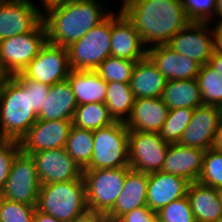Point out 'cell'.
Returning <instances> with one entry per match:
<instances>
[{"label":"cell","mask_w":222,"mask_h":222,"mask_svg":"<svg viewBox=\"0 0 222 222\" xmlns=\"http://www.w3.org/2000/svg\"><path fill=\"white\" fill-rule=\"evenodd\" d=\"M120 11L139 33L148 49L168 44L170 39L191 21L182 0H122Z\"/></svg>","instance_id":"obj_1"},{"label":"cell","mask_w":222,"mask_h":222,"mask_svg":"<svg viewBox=\"0 0 222 222\" xmlns=\"http://www.w3.org/2000/svg\"><path fill=\"white\" fill-rule=\"evenodd\" d=\"M100 0H66L46 8L43 22L47 42L68 47L90 29L104 21L112 11H106ZM104 7V8H103Z\"/></svg>","instance_id":"obj_2"},{"label":"cell","mask_w":222,"mask_h":222,"mask_svg":"<svg viewBox=\"0 0 222 222\" xmlns=\"http://www.w3.org/2000/svg\"><path fill=\"white\" fill-rule=\"evenodd\" d=\"M37 119L29 90L14 76H0V139L20 141Z\"/></svg>","instance_id":"obj_3"},{"label":"cell","mask_w":222,"mask_h":222,"mask_svg":"<svg viewBox=\"0 0 222 222\" xmlns=\"http://www.w3.org/2000/svg\"><path fill=\"white\" fill-rule=\"evenodd\" d=\"M88 209L83 176L77 180L41 185L36 210L70 222Z\"/></svg>","instance_id":"obj_4"},{"label":"cell","mask_w":222,"mask_h":222,"mask_svg":"<svg viewBox=\"0 0 222 222\" xmlns=\"http://www.w3.org/2000/svg\"><path fill=\"white\" fill-rule=\"evenodd\" d=\"M128 135L125 122L119 121L94 130L93 153L90 163L83 170L129 166Z\"/></svg>","instance_id":"obj_5"},{"label":"cell","mask_w":222,"mask_h":222,"mask_svg":"<svg viewBox=\"0 0 222 222\" xmlns=\"http://www.w3.org/2000/svg\"><path fill=\"white\" fill-rule=\"evenodd\" d=\"M47 42L43 20L31 31L0 41V76H14L27 67Z\"/></svg>","instance_id":"obj_6"},{"label":"cell","mask_w":222,"mask_h":222,"mask_svg":"<svg viewBox=\"0 0 222 222\" xmlns=\"http://www.w3.org/2000/svg\"><path fill=\"white\" fill-rule=\"evenodd\" d=\"M112 13L67 48L69 64L75 70H95L111 56Z\"/></svg>","instance_id":"obj_7"},{"label":"cell","mask_w":222,"mask_h":222,"mask_svg":"<svg viewBox=\"0 0 222 222\" xmlns=\"http://www.w3.org/2000/svg\"><path fill=\"white\" fill-rule=\"evenodd\" d=\"M131 168L83 170L88 209L106 215L123 190L126 173Z\"/></svg>","instance_id":"obj_8"},{"label":"cell","mask_w":222,"mask_h":222,"mask_svg":"<svg viewBox=\"0 0 222 222\" xmlns=\"http://www.w3.org/2000/svg\"><path fill=\"white\" fill-rule=\"evenodd\" d=\"M41 183L33 158L20 151L14 158L2 198L36 205Z\"/></svg>","instance_id":"obj_9"},{"label":"cell","mask_w":222,"mask_h":222,"mask_svg":"<svg viewBox=\"0 0 222 222\" xmlns=\"http://www.w3.org/2000/svg\"><path fill=\"white\" fill-rule=\"evenodd\" d=\"M168 146L159 133L129 131V167L147 174L161 171Z\"/></svg>","instance_id":"obj_10"},{"label":"cell","mask_w":222,"mask_h":222,"mask_svg":"<svg viewBox=\"0 0 222 222\" xmlns=\"http://www.w3.org/2000/svg\"><path fill=\"white\" fill-rule=\"evenodd\" d=\"M70 71L67 48L46 42L21 74L25 78L52 86L66 80Z\"/></svg>","instance_id":"obj_11"},{"label":"cell","mask_w":222,"mask_h":222,"mask_svg":"<svg viewBox=\"0 0 222 222\" xmlns=\"http://www.w3.org/2000/svg\"><path fill=\"white\" fill-rule=\"evenodd\" d=\"M209 25V22H190L170 39L168 45L201 66L208 64L214 52V35Z\"/></svg>","instance_id":"obj_12"},{"label":"cell","mask_w":222,"mask_h":222,"mask_svg":"<svg viewBox=\"0 0 222 222\" xmlns=\"http://www.w3.org/2000/svg\"><path fill=\"white\" fill-rule=\"evenodd\" d=\"M32 2L0 0V41L31 32L43 20V11Z\"/></svg>","instance_id":"obj_13"},{"label":"cell","mask_w":222,"mask_h":222,"mask_svg":"<svg viewBox=\"0 0 222 222\" xmlns=\"http://www.w3.org/2000/svg\"><path fill=\"white\" fill-rule=\"evenodd\" d=\"M72 126L70 120L37 119L20 139V149L23 153L30 155L42 150L65 148Z\"/></svg>","instance_id":"obj_14"},{"label":"cell","mask_w":222,"mask_h":222,"mask_svg":"<svg viewBox=\"0 0 222 222\" xmlns=\"http://www.w3.org/2000/svg\"><path fill=\"white\" fill-rule=\"evenodd\" d=\"M41 185L77 180L83 170L70 157L65 148L31 153Z\"/></svg>","instance_id":"obj_15"},{"label":"cell","mask_w":222,"mask_h":222,"mask_svg":"<svg viewBox=\"0 0 222 222\" xmlns=\"http://www.w3.org/2000/svg\"><path fill=\"white\" fill-rule=\"evenodd\" d=\"M220 118L221 112L218 106L203 104L195 108L179 143L203 150L212 148Z\"/></svg>","instance_id":"obj_16"},{"label":"cell","mask_w":222,"mask_h":222,"mask_svg":"<svg viewBox=\"0 0 222 222\" xmlns=\"http://www.w3.org/2000/svg\"><path fill=\"white\" fill-rule=\"evenodd\" d=\"M147 48L136 28L120 11H112L111 56L133 61L146 57Z\"/></svg>","instance_id":"obj_17"},{"label":"cell","mask_w":222,"mask_h":222,"mask_svg":"<svg viewBox=\"0 0 222 222\" xmlns=\"http://www.w3.org/2000/svg\"><path fill=\"white\" fill-rule=\"evenodd\" d=\"M146 56L167 81L194 79L198 76L201 68L199 63L179 54L168 44L148 48Z\"/></svg>","instance_id":"obj_18"},{"label":"cell","mask_w":222,"mask_h":222,"mask_svg":"<svg viewBox=\"0 0 222 222\" xmlns=\"http://www.w3.org/2000/svg\"><path fill=\"white\" fill-rule=\"evenodd\" d=\"M206 150L180 143L169 144L162 172L177 175L189 183L198 180Z\"/></svg>","instance_id":"obj_19"},{"label":"cell","mask_w":222,"mask_h":222,"mask_svg":"<svg viewBox=\"0 0 222 222\" xmlns=\"http://www.w3.org/2000/svg\"><path fill=\"white\" fill-rule=\"evenodd\" d=\"M189 182L162 171L148 174L147 207L156 213L170 202L187 195Z\"/></svg>","instance_id":"obj_20"},{"label":"cell","mask_w":222,"mask_h":222,"mask_svg":"<svg viewBox=\"0 0 222 222\" xmlns=\"http://www.w3.org/2000/svg\"><path fill=\"white\" fill-rule=\"evenodd\" d=\"M169 110L161 97L136 98L125 125L129 131L159 133L167 119Z\"/></svg>","instance_id":"obj_21"},{"label":"cell","mask_w":222,"mask_h":222,"mask_svg":"<svg viewBox=\"0 0 222 222\" xmlns=\"http://www.w3.org/2000/svg\"><path fill=\"white\" fill-rule=\"evenodd\" d=\"M148 174L130 169L126 173L123 190L106 216L119 219L138 207L147 206Z\"/></svg>","instance_id":"obj_22"},{"label":"cell","mask_w":222,"mask_h":222,"mask_svg":"<svg viewBox=\"0 0 222 222\" xmlns=\"http://www.w3.org/2000/svg\"><path fill=\"white\" fill-rule=\"evenodd\" d=\"M78 104L68 80L50 86L49 94L43 102L38 119L73 120Z\"/></svg>","instance_id":"obj_23"},{"label":"cell","mask_w":222,"mask_h":222,"mask_svg":"<svg viewBox=\"0 0 222 222\" xmlns=\"http://www.w3.org/2000/svg\"><path fill=\"white\" fill-rule=\"evenodd\" d=\"M196 222H213L222 217L218 190L198 181L189 183L187 195Z\"/></svg>","instance_id":"obj_24"},{"label":"cell","mask_w":222,"mask_h":222,"mask_svg":"<svg viewBox=\"0 0 222 222\" xmlns=\"http://www.w3.org/2000/svg\"><path fill=\"white\" fill-rule=\"evenodd\" d=\"M67 80L78 105L105 102L107 82L96 70L71 69Z\"/></svg>","instance_id":"obj_25"},{"label":"cell","mask_w":222,"mask_h":222,"mask_svg":"<svg viewBox=\"0 0 222 222\" xmlns=\"http://www.w3.org/2000/svg\"><path fill=\"white\" fill-rule=\"evenodd\" d=\"M166 81V78L146 56L136 62L130 79V88L135 98H156L162 96Z\"/></svg>","instance_id":"obj_26"},{"label":"cell","mask_w":222,"mask_h":222,"mask_svg":"<svg viewBox=\"0 0 222 222\" xmlns=\"http://www.w3.org/2000/svg\"><path fill=\"white\" fill-rule=\"evenodd\" d=\"M161 99L170 110L184 107L195 109L203 105L196 78L166 81Z\"/></svg>","instance_id":"obj_27"},{"label":"cell","mask_w":222,"mask_h":222,"mask_svg":"<svg viewBox=\"0 0 222 222\" xmlns=\"http://www.w3.org/2000/svg\"><path fill=\"white\" fill-rule=\"evenodd\" d=\"M130 83L107 82L105 104L114 121L126 122L135 103Z\"/></svg>","instance_id":"obj_28"},{"label":"cell","mask_w":222,"mask_h":222,"mask_svg":"<svg viewBox=\"0 0 222 222\" xmlns=\"http://www.w3.org/2000/svg\"><path fill=\"white\" fill-rule=\"evenodd\" d=\"M114 122L105 103L78 105L72 120L73 126L92 131L109 126Z\"/></svg>","instance_id":"obj_29"},{"label":"cell","mask_w":222,"mask_h":222,"mask_svg":"<svg viewBox=\"0 0 222 222\" xmlns=\"http://www.w3.org/2000/svg\"><path fill=\"white\" fill-rule=\"evenodd\" d=\"M93 147L94 137L92 130L71 127L65 150L82 170L90 163Z\"/></svg>","instance_id":"obj_30"},{"label":"cell","mask_w":222,"mask_h":222,"mask_svg":"<svg viewBox=\"0 0 222 222\" xmlns=\"http://www.w3.org/2000/svg\"><path fill=\"white\" fill-rule=\"evenodd\" d=\"M204 105H222V74L208 64L201 66L196 77Z\"/></svg>","instance_id":"obj_31"},{"label":"cell","mask_w":222,"mask_h":222,"mask_svg":"<svg viewBox=\"0 0 222 222\" xmlns=\"http://www.w3.org/2000/svg\"><path fill=\"white\" fill-rule=\"evenodd\" d=\"M193 112L194 109L188 107L169 110L167 119L159 131L162 139L169 144L179 143Z\"/></svg>","instance_id":"obj_32"},{"label":"cell","mask_w":222,"mask_h":222,"mask_svg":"<svg viewBox=\"0 0 222 222\" xmlns=\"http://www.w3.org/2000/svg\"><path fill=\"white\" fill-rule=\"evenodd\" d=\"M137 61L107 57L95 70L106 82L130 83Z\"/></svg>","instance_id":"obj_33"},{"label":"cell","mask_w":222,"mask_h":222,"mask_svg":"<svg viewBox=\"0 0 222 222\" xmlns=\"http://www.w3.org/2000/svg\"><path fill=\"white\" fill-rule=\"evenodd\" d=\"M198 182L218 189L222 187V152L206 150Z\"/></svg>","instance_id":"obj_34"},{"label":"cell","mask_w":222,"mask_h":222,"mask_svg":"<svg viewBox=\"0 0 222 222\" xmlns=\"http://www.w3.org/2000/svg\"><path fill=\"white\" fill-rule=\"evenodd\" d=\"M157 218L159 222H196L187 196L162 207Z\"/></svg>","instance_id":"obj_35"},{"label":"cell","mask_w":222,"mask_h":222,"mask_svg":"<svg viewBox=\"0 0 222 222\" xmlns=\"http://www.w3.org/2000/svg\"><path fill=\"white\" fill-rule=\"evenodd\" d=\"M36 205L13 202L0 197V222H33Z\"/></svg>","instance_id":"obj_36"},{"label":"cell","mask_w":222,"mask_h":222,"mask_svg":"<svg viewBox=\"0 0 222 222\" xmlns=\"http://www.w3.org/2000/svg\"><path fill=\"white\" fill-rule=\"evenodd\" d=\"M187 18L191 22L213 23L216 0H182Z\"/></svg>","instance_id":"obj_37"},{"label":"cell","mask_w":222,"mask_h":222,"mask_svg":"<svg viewBox=\"0 0 222 222\" xmlns=\"http://www.w3.org/2000/svg\"><path fill=\"white\" fill-rule=\"evenodd\" d=\"M20 151L19 141L0 139V197L9 176L12 162Z\"/></svg>","instance_id":"obj_38"},{"label":"cell","mask_w":222,"mask_h":222,"mask_svg":"<svg viewBox=\"0 0 222 222\" xmlns=\"http://www.w3.org/2000/svg\"><path fill=\"white\" fill-rule=\"evenodd\" d=\"M14 77L30 92L31 109L38 114L42 108L43 102L49 94L50 86L41 82L25 78L21 73Z\"/></svg>","instance_id":"obj_39"},{"label":"cell","mask_w":222,"mask_h":222,"mask_svg":"<svg viewBox=\"0 0 222 222\" xmlns=\"http://www.w3.org/2000/svg\"><path fill=\"white\" fill-rule=\"evenodd\" d=\"M121 222H157V213L147 206L138 207L125 213L120 218Z\"/></svg>","instance_id":"obj_40"},{"label":"cell","mask_w":222,"mask_h":222,"mask_svg":"<svg viewBox=\"0 0 222 222\" xmlns=\"http://www.w3.org/2000/svg\"><path fill=\"white\" fill-rule=\"evenodd\" d=\"M103 214L87 209L70 222H101Z\"/></svg>","instance_id":"obj_41"},{"label":"cell","mask_w":222,"mask_h":222,"mask_svg":"<svg viewBox=\"0 0 222 222\" xmlns=\"http://www.w3.org/2000/svg\"><path fill=\"white\" fill-rule=\"evenodd\" d=\"M212 26L214 35V51L222 52V22L216 23V26Z\"/></svg>","instance_id":"obj_42"},{"label":"cell","mask_w":222,"mask_h":222,"mask_svg":"<svg viewBox=\"0 0 222 222\" xmlns=\"http://www.w3.org/2000/svg\"><path fill=\"white\" fill-rule=\"evenodd\" d=\"M208 65L218 73L222 74V52L214 51Z\"/></svg>","instance_id":"obj_43"},{"label":"cell","mask_w":222,"mask_h":222,"mask_svg":"<svg viewBox=\"0 0 222 222\" xmlns=\"http://www.w3.org/2000/svg\"><path fill=\"white\" fill-rule=\"evenodd\" d=\"M33 222H61V221L57 220L55 217L49 214L35 210Z\"/></svg>","instance_id":"obj_44"},{"label":"cell","mask_w":222,"mask_h":222,"mask_svg":"<svg viewBox=\"0 0 222 222\" xmlns=\"http://www.w3.org/2000/svg\"><path fill=\"white\" fill-rule=\"evenodd\" d=\"M212 148L216 151L222 152V116L219 121L218 129L216 131V136Z\"/></svg>","instance_id":"obj_45"},{"label":"cell","mask_w":222,"mask_h":222,"mask_svg":"<svg viewBox=\"0 0 222 222\" xmlns=\"http://www.w3.org/2000/svg\"><path fill=\"white\" fill-rule=\"evenodd\" d=\"M218 18L216 23L222 22V0H216L213 20Z\"/></svg>","instance_id":"obj_46"},{"label":"cell","mask_w":222,"mask_h":222,"mask_svg":"<svg viewBox=\"0 0 222 222\" xmlns=\"http://www.w3.org/2000/svg\"><path fill=\"white\" fill-rule=\"evenodd\" d=\"M66 0H40V3L42 4L41 8L43 9V11L53 5L59 4V3H63Z\"/></svg>","instance_id":"obj_47"},{"label":"cell","mask_w":222,"mask_h":222,"mask_svg":"<svg viewBox=\"0 0 222 222\" xmlns=\"http://www.w3.org/2000/svg\"><path fill=\"white\" fill-rule=\"evenodd\" d=\"M101 222H121V221L120 219H115V218H111L106 215H103Z\"/></svg>","instance_id":"obj_48"},{"label":"cell","mask_w":222,"mask_h":222,"mask_svg":"<svg viewBox=\"0 0 222 222\" xmlns=\"http://www.w3.org/2000/svg\"><path fill=\"white\" fill-rule=\"evenodd\" d=\"M218 194L220 196V201H221V204H222V187L218 188Z\"/></svg>","instance_id":"obj_49"},{"label":"cell","mask_w":222,"mask_h":222,"mask_svg":"<svg viewBox=\"0 0 222 222\" xmlns=\"http://www.w3.org/2000/svg\"><path fill=\"white\" fill-rule=\"evenodd\" d=\"M213 222H222V217H220L219 219H216L215 221Z\"/></svg>","instance_id":"obj_50"},{"label":"cell","mask_w":222,"mask_h":222,"mask_svg":"<svg viewBox=\"0 0 222 222\" xmlns=\"http://www.w3.org/2000/svg\"><path fill=\"white\" fill-rule=\"evenodd\" d=\"M220 112H221V116H222V105L219 107Z\"/></svg>","instance_id":"obj_51"}]
</instances>
